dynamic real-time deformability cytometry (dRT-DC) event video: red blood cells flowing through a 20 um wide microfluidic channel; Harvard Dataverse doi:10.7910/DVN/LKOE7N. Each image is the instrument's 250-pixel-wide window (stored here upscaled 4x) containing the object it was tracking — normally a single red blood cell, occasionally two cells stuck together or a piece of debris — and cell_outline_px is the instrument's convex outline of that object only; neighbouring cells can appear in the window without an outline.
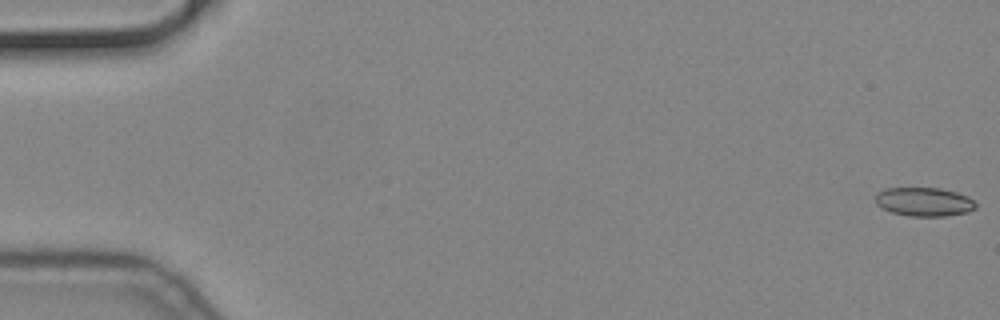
{"species": "common noctule bat (a hibernating species)", "species_latin": "Nyctalus noctula", "temperature_condition": "cold", "stored_images_in_passage": 57, "camera_frame_rate_fps": 3000, "um_per_image_px": 0.085, "animal": {"sex": "male", "body_mass_g": 19.2, "forearm_length_mm": 51.8}, "frame": {"image": 1, "passage_image": 1, "time_ms": 0.0, "image_size_px": [1000, 320], "cell_outline_px": [[976, 208], [968, 212], [944, 216], [908, 216], [892, 212], [876, 204], [876, 196], [880, 192], [888, 188], [940, 188], [956, 192], [968, 196], [976, 204]], "centroid_in_image_um": [78.58, 17.16], "position_along_channel_um": 6.4, "area_um2": 16.65}}
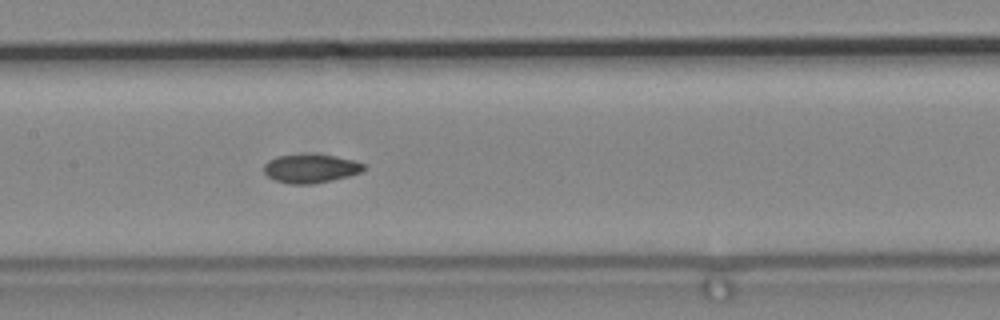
{"frame": {"image": 2, "passage_image": 28, "time_ms": 9.0, "image_size_px": [1000, 320], "cell_outline_px": [[364, 168], [360, 172], [348, 176], [332, 180], [312, 184], [288, 184], [272, 180], [264, 172], [264, 164], [268, 160], [276, 156], [308, 152], [312, 152], [356, 160], [364, 164]], "centroid_in_image_um": [26.36, 14.29], "position_along_channel_um": 181.0, "area_um2": 17.22}}
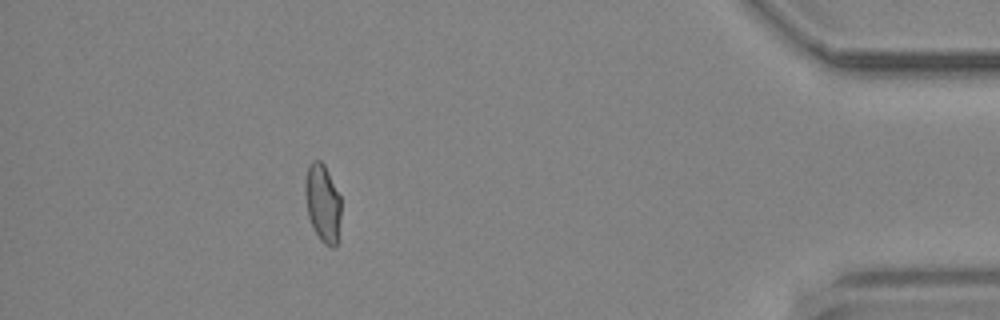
{"frame": {"image": 3, "passage_image": 51, "time_ms": 16.667, "image_size_px": [1000, 320], "cell_outline_px": [[340, 216], [336, 248], [332, 248], [324, 244], [320, 240], [312, 228], [308, 216], [304, 192], [304, 180], [308, 168], [312, 160], [320, 160], [324, 164], [340, 196]], "centroid_in_image_um": [27.41, 17.28], "position_along_channel_um": 407.8, "area_um2": 16.42}}